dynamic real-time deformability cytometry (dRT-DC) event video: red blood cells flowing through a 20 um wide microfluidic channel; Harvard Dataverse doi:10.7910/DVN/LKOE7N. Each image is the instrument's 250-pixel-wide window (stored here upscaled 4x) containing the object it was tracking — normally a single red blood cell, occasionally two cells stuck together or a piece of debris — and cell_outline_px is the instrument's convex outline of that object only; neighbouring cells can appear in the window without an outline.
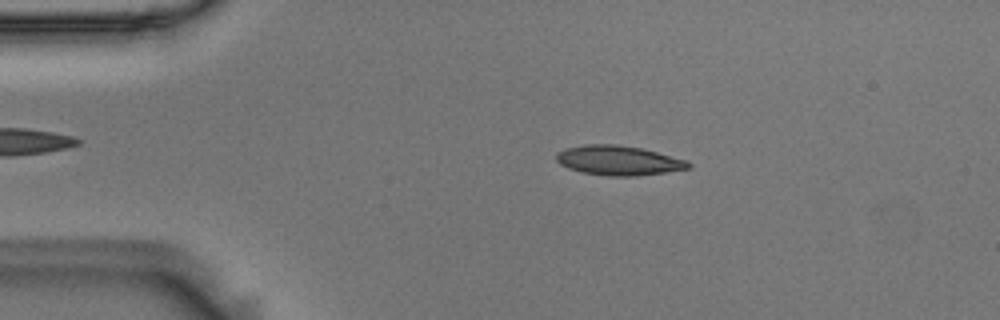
{"species": "Egyptian fruit bat (a non-hibernating species)", "species_latin": "Rousettus aegyptiacus", "temperature_condition": "room temperature", "stored_images_in_passage": 54, "camera_frame_rate_fps": 3000, "um_per_image_px": 0.085, "animal": {"sex": "male"}, "frame": {"image": 1, "passage_image": 10, "time_ms": 3.0, "image_size_px": [1000, 320], "cell_outline_px": [[692, 168], [668, 172], [636, 176], [608, 176], [580, 172], [568, 168], [560, 164], [556, 160], [556, 152], [564, 148], [584, 144], [616, 144], [640, 148], [688, 160], [692, 164]], "centroid_in_image_um": [52.57, 13.64], "position_along_channel_um": 32.4, "area_um2": 23.06}}
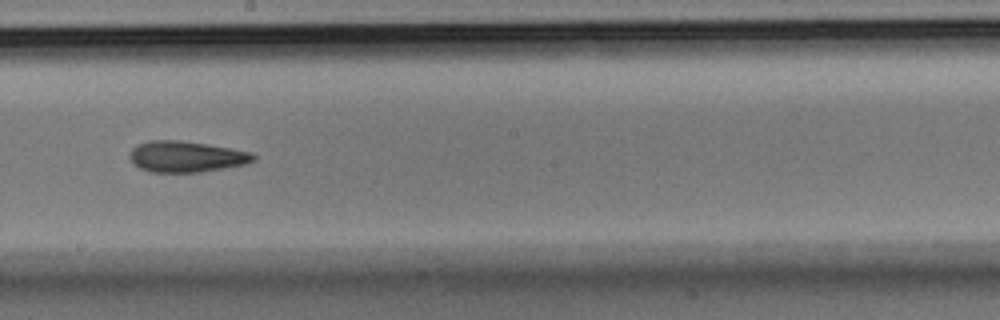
{"frame": {"image": 2, "passage_image": 30, "time_ms": 9.667, "image_size_px": [1000, 320], "cell_outline_px": [[256, 160], [248, 164], [200, 172], [152, 172], [140, 168], [128, 156], [132, 148], [136, 144], [152, 140], [180, 140], [208, 144], [232, 148], [252, 152], [256, 156]], "centroid_in_image_um": [15.87, 13.3], "position_along_channel_um": 232.3, "area_um2": 22.54}}
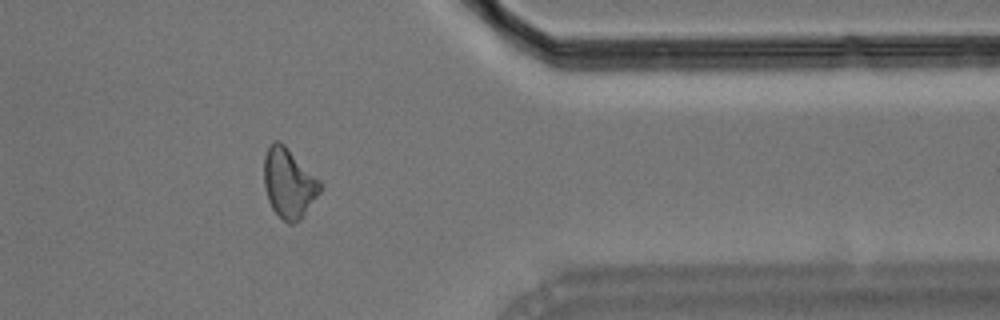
{"frame": {"image": 3, "passage_image": 44, "time_ms": 14.333, "image_size_px": [1000, 320], "cell_outline_px": [[324, 184], [320, 192], [304, 216], [300, 220], [292, 224], [288, 224], [272, 208], [268, 200], [264, 188], [264, 156], [272, 140], [280, 140]], "centroid_in_image_um": [24.56, 15.56], "position_along_channel_um": 386.8, "area_um2": 22.95}, "authors_computed_cell_mechanics": {"area_um2": 22.2819, "velocity_mm_per_s": 3.6467, "shape_relaxation_time_tau1_ms": null, "shape_relaxation_time_tau2_ms": 7.9732, "deformation_change_tau1": null, "deformation_change_tau2": 0.187}}